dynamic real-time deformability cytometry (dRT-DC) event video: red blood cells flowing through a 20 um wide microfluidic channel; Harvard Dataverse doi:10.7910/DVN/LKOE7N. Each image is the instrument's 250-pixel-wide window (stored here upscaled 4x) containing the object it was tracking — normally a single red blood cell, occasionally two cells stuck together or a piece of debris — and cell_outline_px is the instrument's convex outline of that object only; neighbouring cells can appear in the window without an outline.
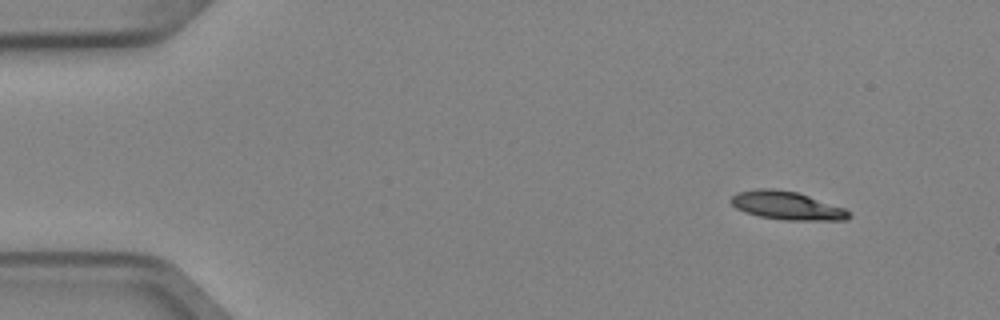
{"species": "Egyptian fruit bat (a non-hibernating species)", "species_latin": "Rousettus aegyptiacus", "temperature_condition": "cold", "stored_images_in_passage": 3, "camera_frame_rate_fps": 3000, "um_per_image_px": 0.085, "animal": {"sex": "female"}, "frame": {"image": 1, "passage_image": 1, "time_ms": 0.0, "image_size_px": [1000, 320], "cell_outline_px": [[852, 216], [848, 220], [784, 220], [760, 216], [744, 212], [736, 208], [728, 200], [736, 192], [756, 188], [772, 188], [796, 192], [844, 208], [852, 212]], "centroid_in_image_um": [66.87, 17.47], "position_along_channel_um": 18.1, "area_um2": 19.54}}
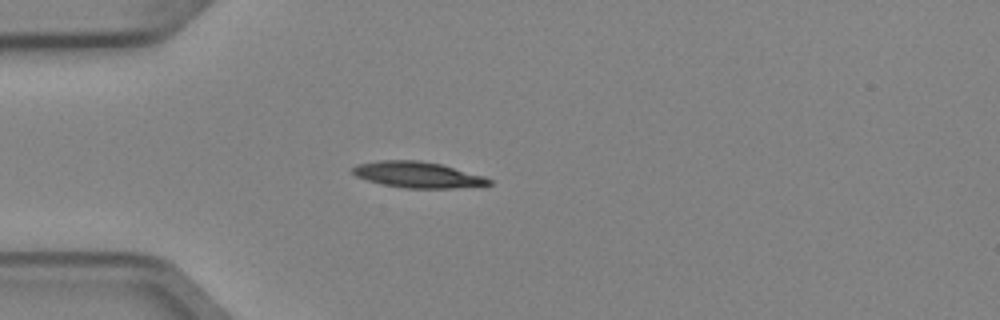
{"frame": {"image": 2, "passage_image": 3, "time_ms": 0.667, "image_size_px": [1000, 320], "cell_outline_px": [[492, 184], [452, 188], [404, 188], [384, 184], [368, 180], [356, 176], [352, 172], [352, 168], [356, 164], [380, 160], [420, 160], [440, 164], [484, 176], [492, 180]], "centroid_in_image_um": [35.49, 14.84], "position_along_channel_um": 49.5, "area_um2": 20.46}}